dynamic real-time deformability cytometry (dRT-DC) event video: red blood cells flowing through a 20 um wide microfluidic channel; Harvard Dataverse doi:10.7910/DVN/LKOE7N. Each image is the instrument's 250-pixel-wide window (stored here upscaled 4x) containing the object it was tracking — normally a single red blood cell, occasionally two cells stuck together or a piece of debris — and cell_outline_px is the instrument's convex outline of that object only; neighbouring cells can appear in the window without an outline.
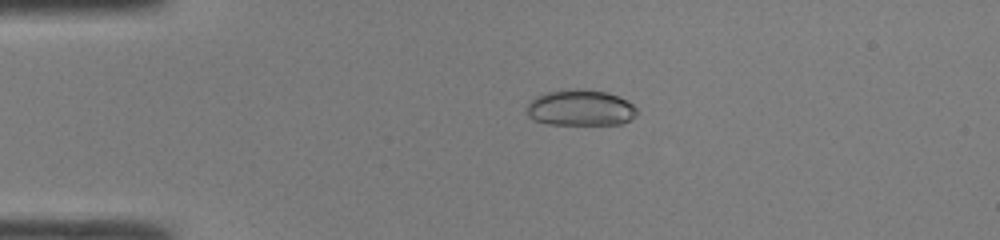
{"species": "common noctule bat (a hibernating species)", "species_latin": "Nyctalus noctula", "temperature_condition": "room temperature", "stored_images_in_passage": 48, "camera_frame_rate_fps": 3000, "um_per_image_px": 0.085, "animal": {"sex": "male", "body_mass_g": 19.0, "forearm_length_mm": 50.8}, "frame": {"image": 1, "passage_image": 11, "time_ms": 3.333, "image_size_px": [1000, 240], "cell_outline_px": [[636, 116], [620, 124], [548, 124], [536, 120], [528, 116], [528, 104], [536, 96], [548, 92], [608, 92], [632, 104], [636, 108]], "centroid_in_image_um": [49.35, 9.22], "position_along_channel_um": 35.7, "area_um2": 21.91}}
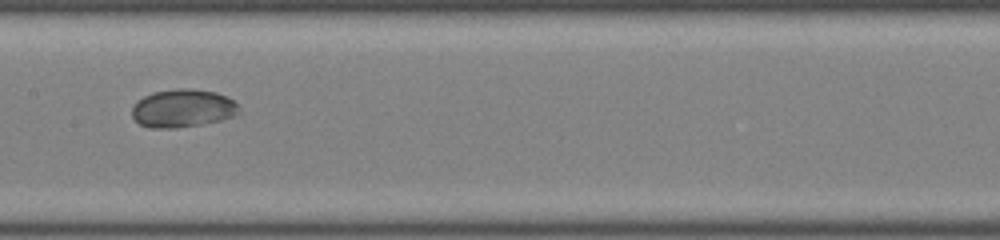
{"frame": {"image": 2, "passage_image": 25, "time_ms": 8.0, "image_size_px": [1000, 240], "cell_outline_px": [[240, 112], [236, 116], [204, 124], [176, 128], [148, 128], [140, 124], [132, 116], [132, 104], [136, 100], [152, 92], [176, 88], [192, 88], [216, 92], [232, 100], [240, 108]], "centroid_in_image_um": [15.51, 9.2], "position_along_channel_um": 191.9, "area_um2": 24.1}}
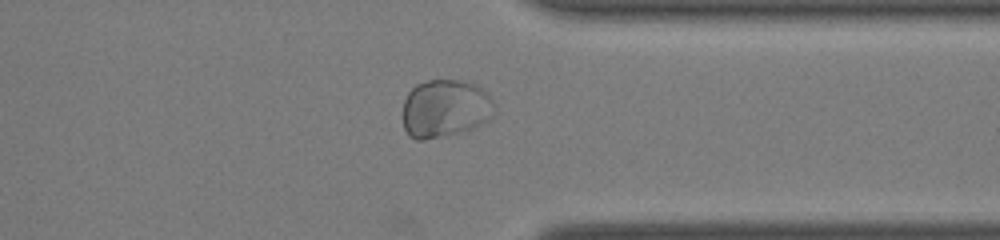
{"frame": {"image": 3, "passage_image": 38, "time_ms": 12.333, "image_size_px": [1000, 240], "cell_outline_px": [[492, 116], [488, 120], [472, 128], [460, 132], [444, 136], [424, 140], [416, 140], [408, 136], [404, 128], [400, 116], [404, 100], [408, 92], [416, 84], [428, 80], [464, 80], [476, 84], [488, 92], [492, 100]], "centroid_in_image_um": [37.77, 9.22], "position_along_channel_um": 373.6, "area_um2": 31.44}, "authors_computed_cell_mechanics": {"area_um2": 24.7962, "velocity_mm_per_s": 4.2561, "shape_relaxation_time_tau1_ms": 1.8396, "shape_relaxation_time_tau2_ms": null, "deformation_change_tau1": 0.0833, "deformation_change_tau2": null}}